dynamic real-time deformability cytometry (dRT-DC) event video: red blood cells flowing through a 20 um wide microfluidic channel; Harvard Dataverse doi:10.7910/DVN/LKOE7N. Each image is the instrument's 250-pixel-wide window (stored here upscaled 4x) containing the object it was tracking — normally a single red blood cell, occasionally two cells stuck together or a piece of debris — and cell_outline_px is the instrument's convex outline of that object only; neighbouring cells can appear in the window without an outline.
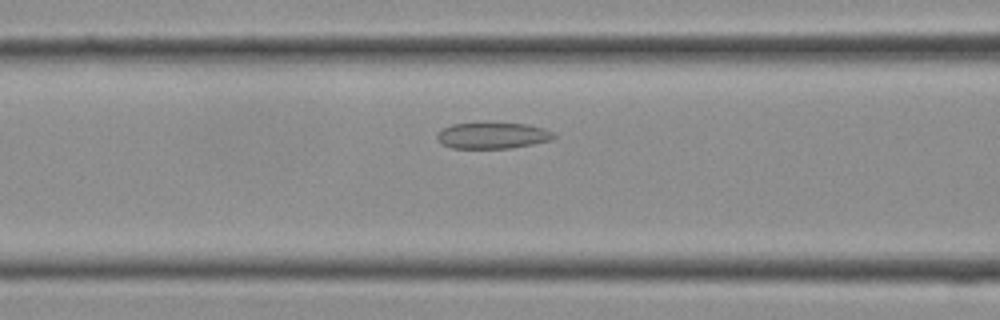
{"species": "Egyptian fruit bat (a non-hibernating species)", "species_latin": "Rousettus aegyptiacus", "temperature_condition": "cold", "stored_images_in_passage": 16, "camera_frame_rate_fps": 3000, "um_per_image_px": 0.085, "frame": {"image": 1, "passage_image": 10, "time_ms": 3.0, "image_size_px": [1000, 320], "cell_outline_px": [[556, 136], [552, 140], [512, 148], [452, 148], [440, 144], [436, 136], [444, 128], [452, 124], [528, 124], [544, 128], [552, 132]], "centroid_in_image_um": [41.89, 11.54], "position_along_channel_um": 124.7, "area_um2": 17.51}}
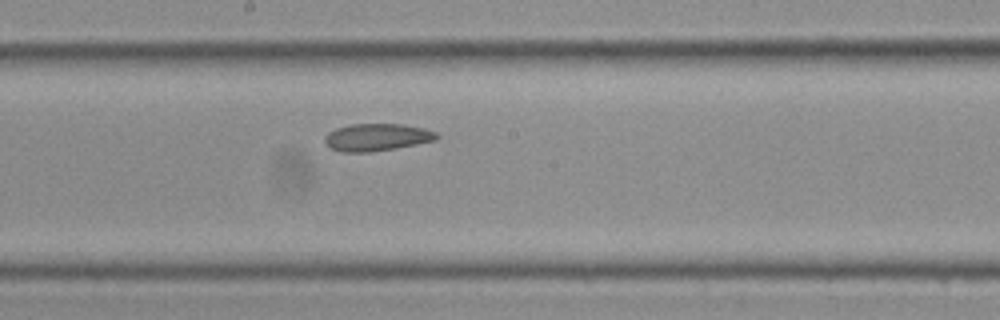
{"frame": {"image": 2, "passage_image": 14, "time_ms": 4.333, "image_size_px": [1000, 320], "cell_outline_px": [[440, 136], [436, 140], [396, 148], [368, 152], [344, 152], [332, 148], [324, 140], [324, 136], [328, 132], [336, 128], [352, 124], [400, 124], [424, 128], [436, 132]], "centroid_in_image_um": [32.05, 11.66], "position_along_channel_um": 216.2, "area_um2": 17.69}}
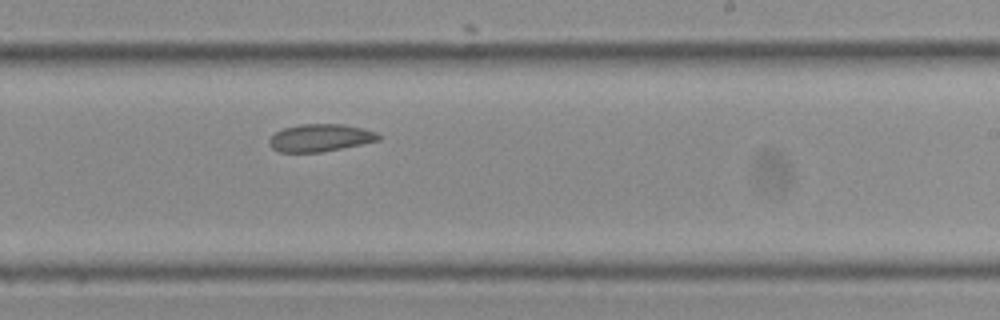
{"frame": {"image": 3, "passage_image": 16, "time_ms": 5.0, "image_size_px": [1000, 320], "cell_outline_px": [[380, 140], [320, 152], [280, 152], [272, 148], [268, 144], [268, 140], [276, 132], [284, 128], [300, 124], [344, 124], [364, 128], [376, 132], [380, 136]], "centroid_in_image_um": [27.21, 11.7], "position_along_channel_um": 261.8, "area_um2": 17.4}}